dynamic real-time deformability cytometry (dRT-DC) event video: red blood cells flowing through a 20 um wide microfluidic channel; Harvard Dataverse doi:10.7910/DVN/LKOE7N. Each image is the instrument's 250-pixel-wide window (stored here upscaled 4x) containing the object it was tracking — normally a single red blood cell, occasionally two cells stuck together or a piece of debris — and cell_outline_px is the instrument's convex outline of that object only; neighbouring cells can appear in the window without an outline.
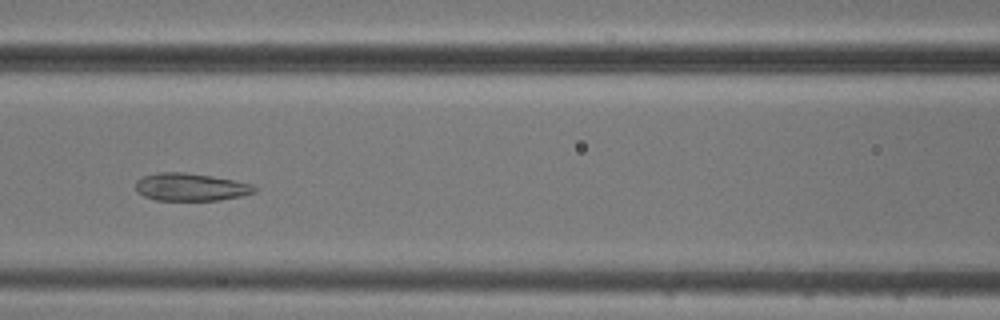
{"species": "common noctule bat (a hibernating species)", "species_latin": "Nyctalus noctula", "temperature_condition": "cold", "stored_images_in_passage": 4, "camera_frame_rate_fps": 3000, "um_per_image_px": 0.085, "animal": {"sex": "male", "body_mass_g": 20.5, "forearm_length_mm": 52.5}, "frame": {"image": 1, "passage_image": 3, "time_ms": 2.0, "image_size_px": [1000, 320], "cell_outline_px": [[256, 192], [240, 196], [220, 200], [156, 200], [144, 196], [136, 192], [136, 180], [144, 176], [156, 172], [184, 172], [212, 176], [236, 180], [252, 184], [256, 188]], "centroid_in_image_um": [16.2, 15.89], "position_along_channel_um": 150.4, "area_um2": 19.25}}
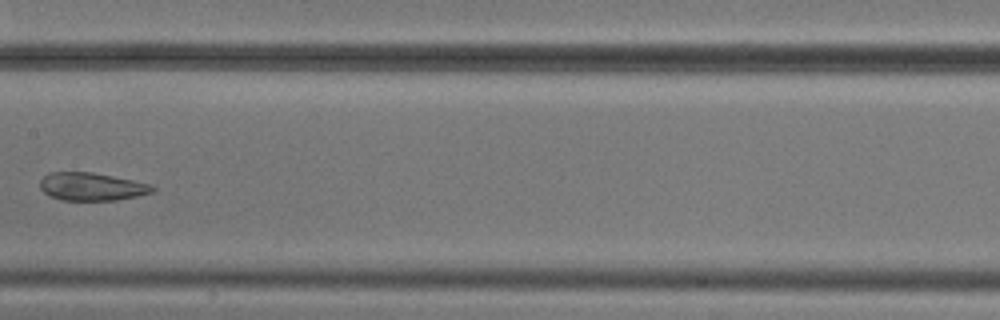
{"frame": {"image": 2, "passage_image": 4, "time_ms": 3.333, "image_size_px": [1000, 320], "cell_outline_px": [[156, 192], [116, 200], [60, 200], [44, 192], [40, 188], [40, 180], [44, 176], [52, 172], [92, 172], [156, 184]], "centroid_in_image_um": [7.88, 15.86], "position_along_channel_um": 199.5, "area_um2": 18.5}}